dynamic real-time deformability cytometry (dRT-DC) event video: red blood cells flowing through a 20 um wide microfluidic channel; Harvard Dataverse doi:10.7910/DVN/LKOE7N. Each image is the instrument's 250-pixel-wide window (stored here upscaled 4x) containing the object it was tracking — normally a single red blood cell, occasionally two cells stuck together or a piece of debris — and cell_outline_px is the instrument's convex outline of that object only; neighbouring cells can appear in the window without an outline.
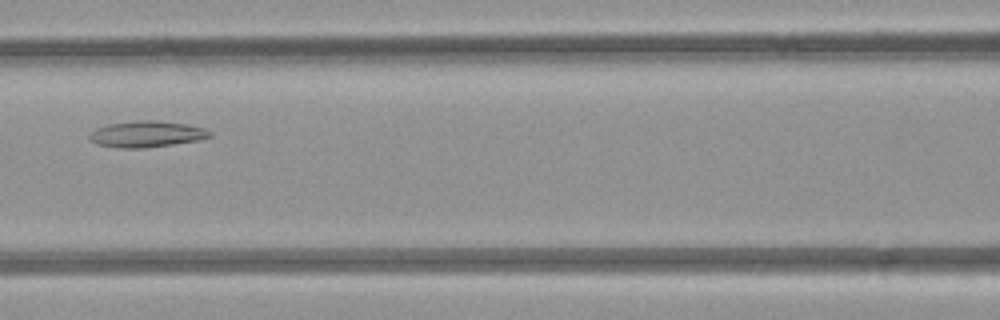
{"species": "common noctule bat (a hibernating species)", "species_latin": "Nyctalus noctula", "temperature_condition": "room temperature", "stored_images_in_passage": 6, "camera_frame_rate_fps": 3000, "um_per_image_px": 0.085, "animal": {"sex": "female", "body_mass_g": 21.9}, "frame": {"image": 1, "passage_image": 5, "time_ms": 4.667, "image_size_px": [1000, 320], "cell_outline_px": [[212, 136], [196, 140], [172, 144], [144, 148], [120, 148], [96, 144], [88, 136], [96, 128], [108, 124], [136, 120], [156, 120], [188, 124], [204, 128], [212, 132]], "centroid_in_image_um": [12.46, 11.39], "position_along_channel_um": 154.1, "area_um2": 18.32}}
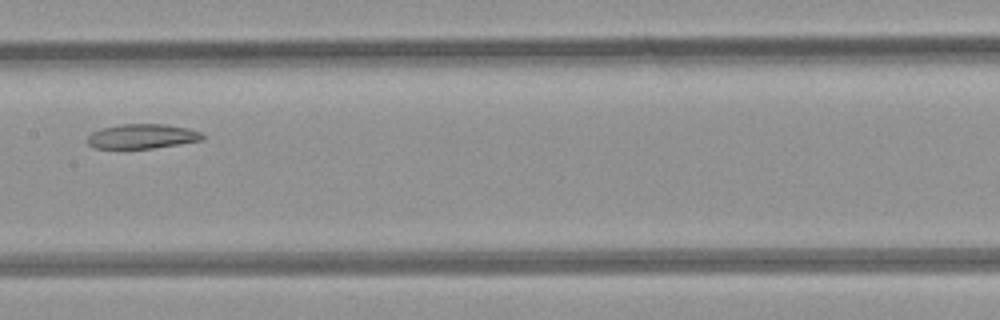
{"frame": {"image": 2, "passage_image": 6, "time_ms": 5.667, "image_size_px": [1000, 320], "cell_outline_px": [[204, 140], [180, 144], [152, 148], [96, 148], [88, 144], [88, 136], [92, 132], [100, 128], [120, 124], [164, 124], [188, 128], [200, 132], [204, 136]], "centroid_in_image_um": [12.09, 11.58], "position_along_channel_um": 195.3, "area_um2": 16.47}}